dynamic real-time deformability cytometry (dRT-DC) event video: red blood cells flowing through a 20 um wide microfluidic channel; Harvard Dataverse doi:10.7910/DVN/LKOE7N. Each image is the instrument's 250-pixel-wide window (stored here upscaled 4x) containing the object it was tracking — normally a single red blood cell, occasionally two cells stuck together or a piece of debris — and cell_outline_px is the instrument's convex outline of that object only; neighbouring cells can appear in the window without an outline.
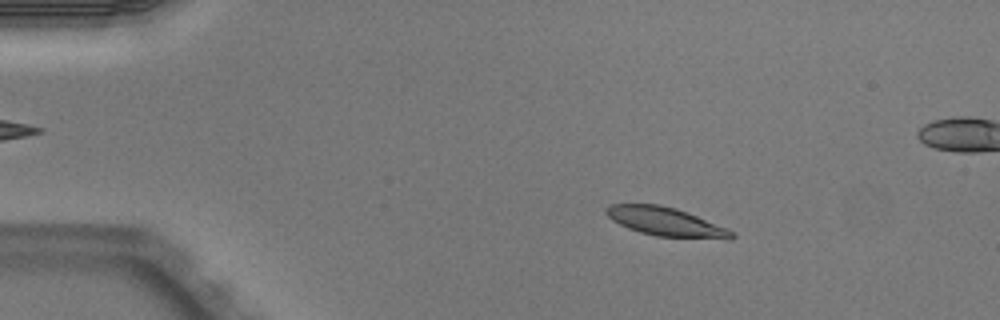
{"species": "Egyptian fruit bat (a non-hibernating species)", "species_latin": "Rousettus aegyptiacus", "temperature_condition": "warm", "stored_images_in_passage": 4, "camera_frame_rate_fps": 3000, "um_per_image_px": 0.085, "animal": {"sex": "male"}, "frame": {"image": 1, "passage_image": 2, "time_ms": 0.333, "image_size_px": [1000, 320], "cell_outline_px": [[736, 236], [732, 240], [728, 240], [656, 236], [640, 232], [628, 228], [612, 220], [604, 212], [604, 208], [608, 204], [660, 204], [676, 208], [728, 228], [736, 232]], "centroid_in_image_um": [56.64, 18.86], "position_along_channel_um": 28.4, "area_um2": 21.39}}